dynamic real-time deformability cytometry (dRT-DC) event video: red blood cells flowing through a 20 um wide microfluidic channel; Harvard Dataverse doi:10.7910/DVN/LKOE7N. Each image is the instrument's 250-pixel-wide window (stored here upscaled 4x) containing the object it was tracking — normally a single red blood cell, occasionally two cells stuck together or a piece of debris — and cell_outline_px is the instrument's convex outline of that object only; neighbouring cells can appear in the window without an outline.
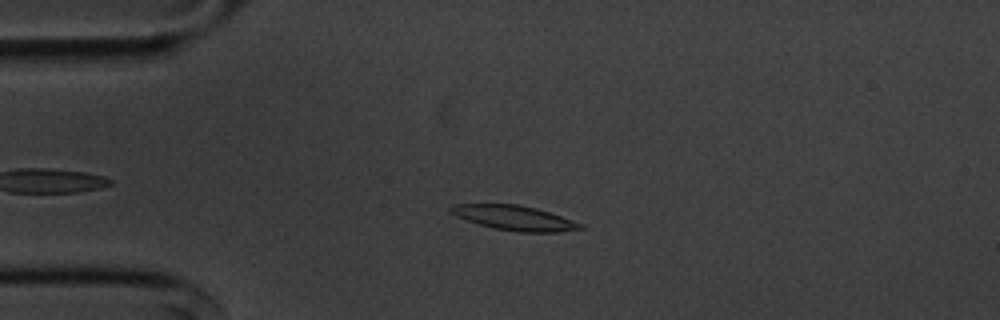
{"species": "common noctule bat (a hibernating species)", "species_latin": "Nyctalus noctula", "temperature_condition": "cold", "stored_images_in_passage": 53, "camera_frame_rate_fps": 3000, "um_per_image_px": 0.085, "animal": {"sex": "male", "body_mass_g": 20.1, "forearm_length_mm": 53.5}, "frame": {"image": 1, "passage_image": 10, "time_ms": 3.0, "image_size_px": [1000, 320], "cell_outline_px": [[584, 228], [556, 232], [520, 232], [496, 228], [480, 224], [456, 216], [448, 212], [448, 208], [452, 204], [516, 204], [536, 208], [584, 224]], "centroid_in_image_um": [43.7, 18.51], "position_along_channel_um": 41.3, "area_um2": 18.44}}
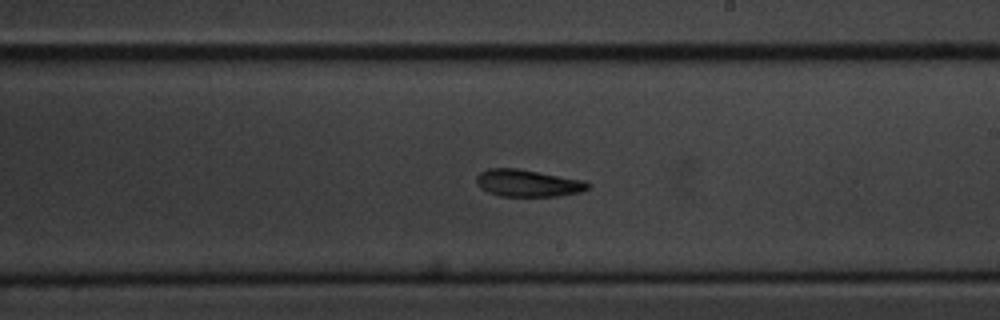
{"frame": {"image": 2, "passage_image": 29, "time_ms": 9.333, "image_size_px": [1000, 320], "cell_outline_px": [[592, 184], [588, 188], [580, 192], [560, 196], [500, 196], [488, 192], [480, 188], [476, 184], [476, 176], [480, 172], [488, 168], [516, 168], [584, 180]], "centroid_in_image_um": [44.85, 15.57], "position_along_channel_um": 244.2, "area_um2": 17.69}}
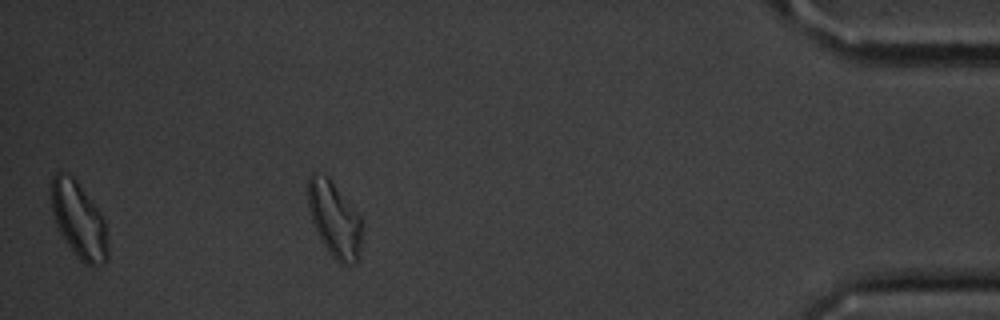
{"frame": {"image": 3, "passage_image": 47, "time_ms": 15.333, "image_size_px": [1000, 320], "cell_outline_px": [[364, 228], [356, 260], [352, 264], [340, 264], [328, 252], [320, 240], [316, 232], [312, 220], [308, 204], [308, 176], [312, 172], [324, 172], [328, 176], [360, 216]], "centroid_in_image_um": [28.41, 18.61], "position_along_channel_um": 406.8, "area_um2": 23.93}, "authors_computed_cell_mechanics": {"area_um2": 18.496, "velocity_mm_per_s": 3.561, "shape_relaxation_time_tau1_ms": 3.4861, "shape_relaxation_time_tau2_ms": null, "deformation_change_tau1": 0.1232, "deformation_change_tau2": null}}